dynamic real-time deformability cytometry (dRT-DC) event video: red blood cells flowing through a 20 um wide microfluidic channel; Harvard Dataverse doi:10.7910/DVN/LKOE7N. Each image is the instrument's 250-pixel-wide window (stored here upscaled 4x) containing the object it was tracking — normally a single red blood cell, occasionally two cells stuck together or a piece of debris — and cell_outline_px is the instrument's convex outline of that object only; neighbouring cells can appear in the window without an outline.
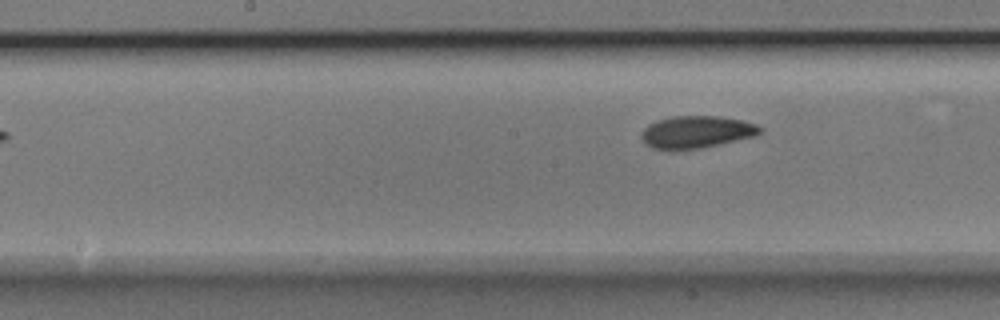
{"species": "Egyptian fruit bat (a non-hibernating species)", "species_latin": "Rousettus aegyptiacus", "temperature_condition": "room temperature", "stored_images_in_passage": 9, "camera_frame_rate_fps": 3000, "um_per_image_px": 0.085, "animal": {"sex": "male"}, "frame": {"image": 1, "passage_image": 9, "time_ms": 2.667, "image_size_px": [1000, 320], "cell_outline_px": [[764, 128], [756, 136], [700, 148], [672, 152], [668, 152], [652, 148], [644, 144], [640, 136], [644, 128], [648, 124], [672, 116], [716, 116], [740, 120], [756, 124]], "centroid_in_image_um": [59.14, 11.25], "position_along_channel_um": 189.1, "area_um2": 22.66}}